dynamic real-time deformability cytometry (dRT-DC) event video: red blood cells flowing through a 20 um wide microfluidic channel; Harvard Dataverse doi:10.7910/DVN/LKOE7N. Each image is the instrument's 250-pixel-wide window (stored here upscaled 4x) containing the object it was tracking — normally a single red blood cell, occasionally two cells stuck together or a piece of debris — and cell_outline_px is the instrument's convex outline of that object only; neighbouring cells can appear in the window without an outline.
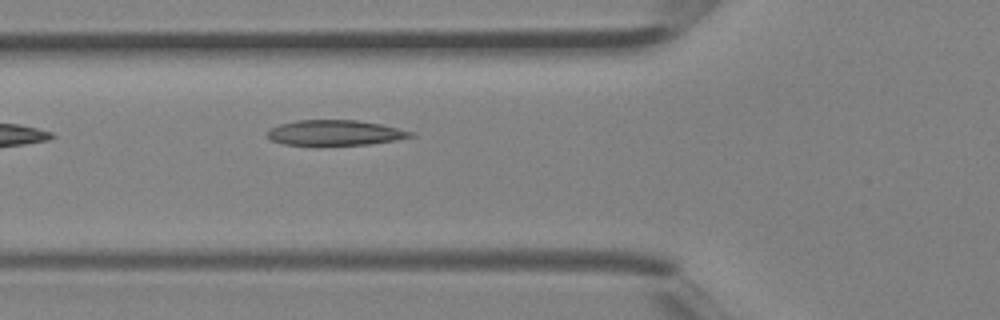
{"species": "Egyptian fruit bat (a non-hibernating species)", "species_latin": "Rousettus aegyptiacus", "temperature_condition": "room temperature", "stored_images_in_passage": 2, "camera_frame_rate_fps": 3000, "um_per_image_px": 0.085, "animal": {"sex": "female"}, "frame": {"image": 1, "passage_image": 2, "time_ms": 0.333, "image_size_px": [1000, 320], "cell_outline_px": [[416, 136], [396, 140], [368, 144], [284, 144], [272, 140], [268, 136], [268, 132], [272, 128], [280, 124], [296, 120], [356, 120], [380, 124], [412, 132]], "centroid_in_image_um": [28.5, 11.27], "position_along_channel_um": 97.3, "area_um2": 20.58}}